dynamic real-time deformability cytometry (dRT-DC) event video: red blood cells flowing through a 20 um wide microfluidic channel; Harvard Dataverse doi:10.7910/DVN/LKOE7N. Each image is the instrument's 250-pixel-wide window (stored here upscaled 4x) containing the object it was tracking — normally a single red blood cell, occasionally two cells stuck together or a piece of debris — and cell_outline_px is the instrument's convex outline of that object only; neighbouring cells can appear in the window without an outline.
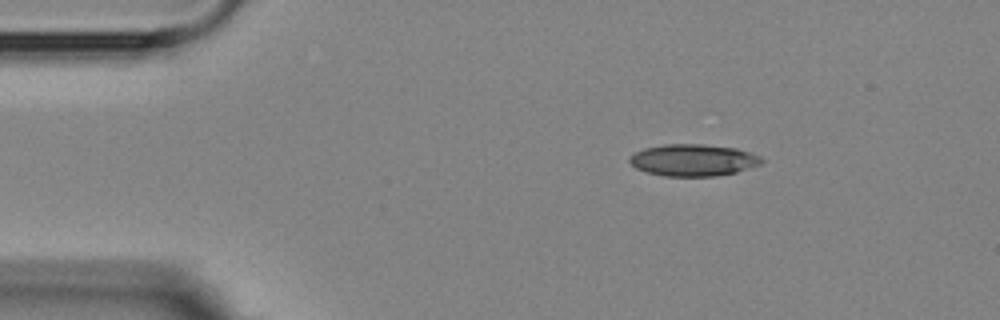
{"species": "Egyptian fruit bat (a non-hibernating species)", "species_latin": "Rousettus aegyptiacus", "temperature_condition": "room temperature", "stored_images_in_passage": 4, "camera_frame_rate_fps": 3000, "um_per_image_px": 0.085, "animal": {"sex": "female"}, "frame": {"image": 1, "passage_image": 2, "time_ms": 1.333, "image_size_px": [1000, 320], "cell_outline_px": [[764, 160], [760, 164], [736, 172], [716, 176], [664, 176], [648, 172], [636, 168], [628, 160], [628, 156], [644, 148], [664, 144], [704, 144], [736, 148], [760, 156]], "centroid_in_image_um": [58.9, 13.6], "position_along_channel_um": 26.1, "area_um2": 24.45}}